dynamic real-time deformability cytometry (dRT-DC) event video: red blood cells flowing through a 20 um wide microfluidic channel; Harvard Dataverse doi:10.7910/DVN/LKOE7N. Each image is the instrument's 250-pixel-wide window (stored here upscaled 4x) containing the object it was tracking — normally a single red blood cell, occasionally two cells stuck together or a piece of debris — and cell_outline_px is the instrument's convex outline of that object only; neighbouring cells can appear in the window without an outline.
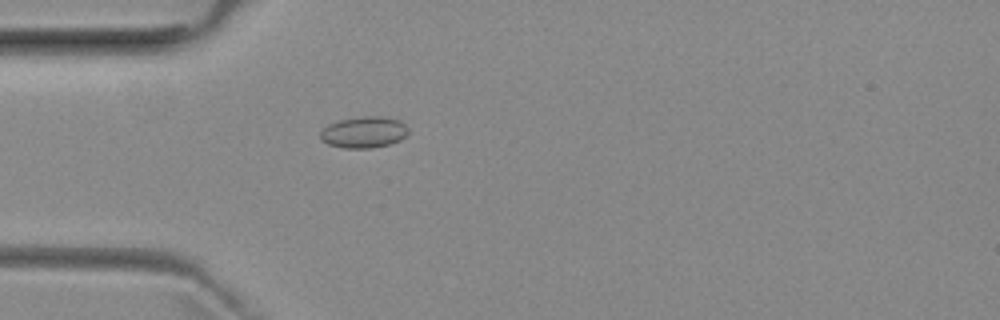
{"species": "common noctule bat (a hibernating species)", "species_latin": "Nyctalus noctula", "temperature_condition": "room temperature", "stored_images_in_passage": 53, "camera_frame_rate_fps": 3000, "um_per_image_px": 0.085, "animal": {"sex": "female", "body_mass_g": 29.2, "forearm_length_mm": 56.3}, "frame": {"image": 1, "passage_image": 16, "time_ms": 5.0, "image_size_px": [1000, 320], "cell_outline_px": [[408, 132], [400, 140], [388, 144], [372, 148], [344, 148], [328, 144], [320, 140], [320, 132], [328, 124], [340, 120], [360, 116], [384, 116], [400, 120], [408, 128]], "centroid_in_image_um": [30.92, 11.23], "position_along_channel_um": 54.1, "area_um2": 16.13}}
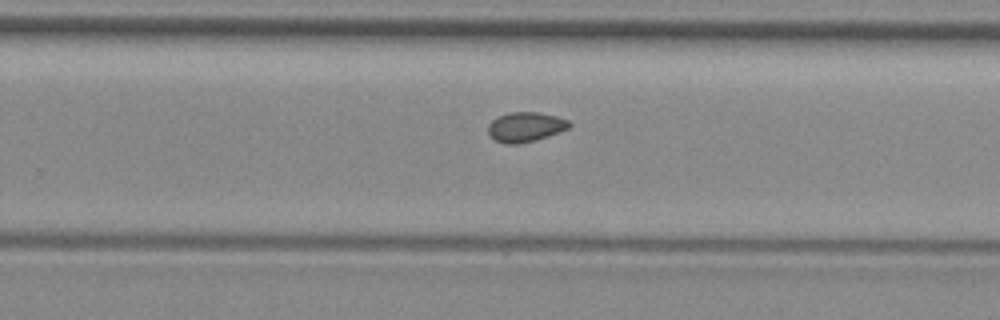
{"frame": {"image": 2, "passage_image": 34, "time_ms": 11.0, "image_size_px": [1000, 320], "cell_outline_px": [[572, 124], [568, 128], [548, 136], [536, 140], [516, 144], [504, 144], [496, 140], [488, 132], [488, 124], [492, 120], [508, 112], [536, 112], [556, 116], [568, 120]], "centroid_in_image_um": [44.66, 10.79], "position_along_channel_um": 285.1, "area_um2": 13.93}}
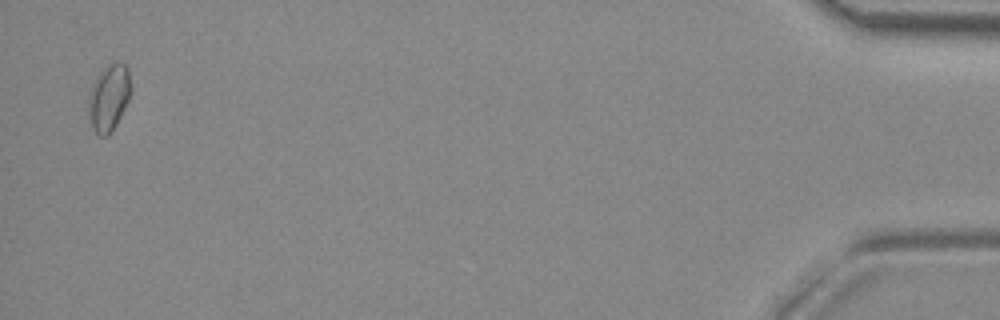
{"frame": {"image": 3, "passage_image": 52, "time_ms": 17.0, "image_size_px": [1000, 320], "cell_outline_px": [[132, 92], [116, 124], [108, 136], [96, 136], [92, 128], [88, 104], [88, 96], [92, 84], [96, 76], [108, 64], [116, 60], [124, 64], [128, 68], [132, 88]], "centroid_in_image_um": [9.26, 8.27], "position_along_channel_um": 425.9, "area_um2": 16.65}, "authors_computed_cell_mechanics": {"area_um2": 14.2188, "velocity_mm_per_s": 3.9641, "shape_relaxation_time_tau1_ms": null, "shape_relaxation_time_tau2_ms": 3.9763, "deformation_change_tau1": null, "deformation_change_tau2": 0.0615}}